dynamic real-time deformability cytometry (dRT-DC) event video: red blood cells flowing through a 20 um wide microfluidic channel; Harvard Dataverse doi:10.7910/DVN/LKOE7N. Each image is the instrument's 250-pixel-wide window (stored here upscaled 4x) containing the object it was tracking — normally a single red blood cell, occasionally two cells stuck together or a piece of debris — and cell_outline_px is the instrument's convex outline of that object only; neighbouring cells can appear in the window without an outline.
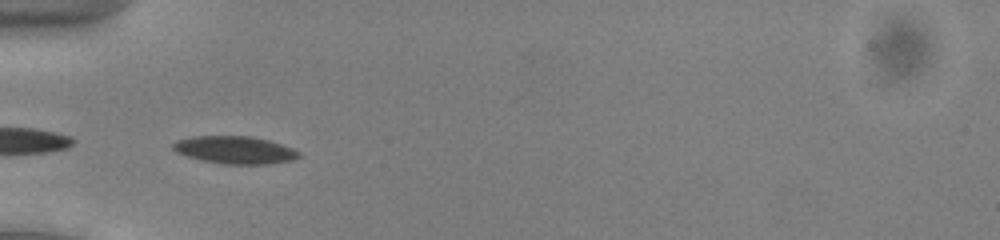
{"species": "common noctule bat (a hibernating species)", "species_latin": "Nyctalus noctula", "temperature_condition": "cold", "stored_images_in_passage": 43, "camera_frame_rate_fps": 3000, "um_per_image_px": 0.085, "animal": {"sex": "male", "body_mass_g": 13.0, "forearm_length_mm": 53.1}, "frame": {"image": 1, "passage_image": 8, "time_ms": 2.333, "image_size_px": [1000, 240], "cell_outline_px": [[300, 156], [292, 160], [268, 164], [220, 164], [200, 160], [176, 152], [172, 148], [172, 144], [176, 140], [192, 136], [252, 136], [268, 140], [292, 148], [300, 152]], "centroid_in_image_um": [19.93, 12.74], "position_along_channel_um": 65.1, "area_um2": 20.29}}
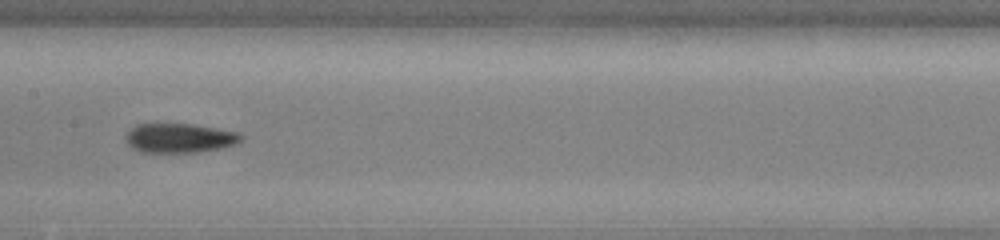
{"frame": {"image": 2, "passage_image": 18, "time_ms": 5.667, "image_size_px": [1000, 240], "cell_outline_px": [[244, 136], [236, 144], [220, 148], [196, 152], [140, 152], [132, 148], [124, 140], [124, 136], [128, 128], [136, 124], [192, 124], [236, 132]], "centroid_in_image_um": [15.17, 11.73], "position_along_channel_um": 192.2, "area_um2": 19.77}}
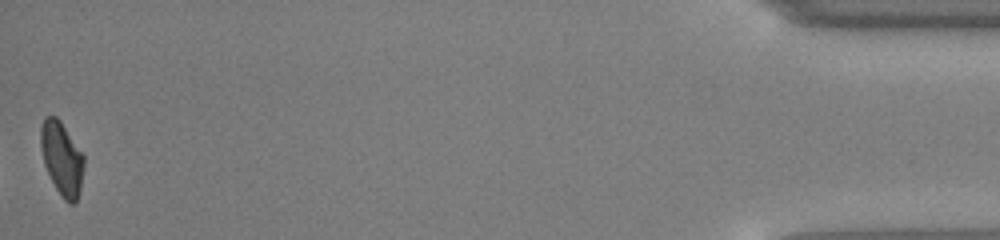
{"frame": {"image": 3, "passage_image": 43, "time_ms": 14.0, "image_size_px": [1000, 240], "cell_outline_px": [[84, 164], [80, 188], [76, 200], [72, 204], [68, 204], [64, 200], [56, 188], [44, 164], [40, 148], [40, 128], [44, 116], [56, 116], [60, 120], [84, 156]], "centroid_in_image_um": [5.23, 13.44], "position_along_channel_um": 430.0, "area_um2": 18.32}, "authors_computed_cell_mechanics": {"area_um2": 19.7098, "velocity_mm_per_s": 3.9188, "shape_relaxation_time_tau1_ms": null, "shape_relaxation_time_tau2_ms": 4.2351, "deformation_change_tau1": null, "deformation_change_tau2": 0.086}}